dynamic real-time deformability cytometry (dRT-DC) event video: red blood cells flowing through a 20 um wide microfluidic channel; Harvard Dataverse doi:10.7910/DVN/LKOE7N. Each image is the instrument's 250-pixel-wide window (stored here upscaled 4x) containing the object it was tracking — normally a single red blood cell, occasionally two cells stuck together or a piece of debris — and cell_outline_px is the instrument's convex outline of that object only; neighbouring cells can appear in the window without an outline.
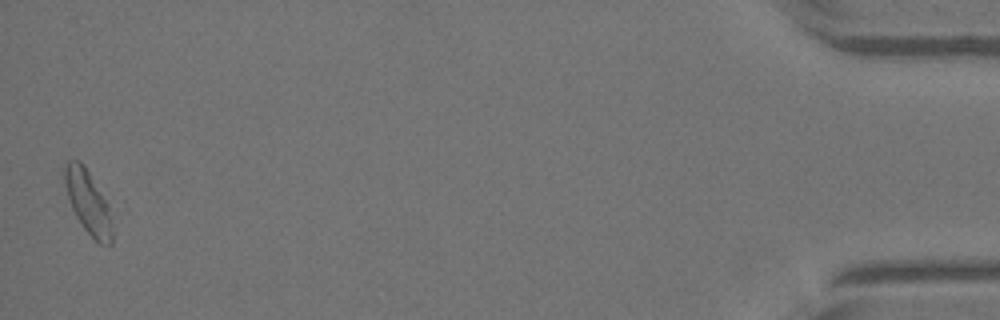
{"species": "Egyptian fruit bat (a non-hibernating species)", "species_latin": "Rousettus aegyptiacus", "temperature_condition": "warm", "stored_images_in_passage": 47, "camera_frame_rate_fps": 3000, "um_per_image_px": 0.085, "animal": {"sex": "female"}, "frame": {"image": 1, "passage_image": 47, "time_ms": 15.333, "image_size_px": [1000, 320], "cell_outline_px": [[112, 244], [100, 244], [84, 228], [76, 216], [68, 200], [64, 184], [64, 164], [68, 160], [80, 160], [84, 164], [108, 200], [112, 232]], "centroid_in_image_um": [7.48, 17.12], "position_along_channel_um": 427.7, "area_um2": 17.8}}